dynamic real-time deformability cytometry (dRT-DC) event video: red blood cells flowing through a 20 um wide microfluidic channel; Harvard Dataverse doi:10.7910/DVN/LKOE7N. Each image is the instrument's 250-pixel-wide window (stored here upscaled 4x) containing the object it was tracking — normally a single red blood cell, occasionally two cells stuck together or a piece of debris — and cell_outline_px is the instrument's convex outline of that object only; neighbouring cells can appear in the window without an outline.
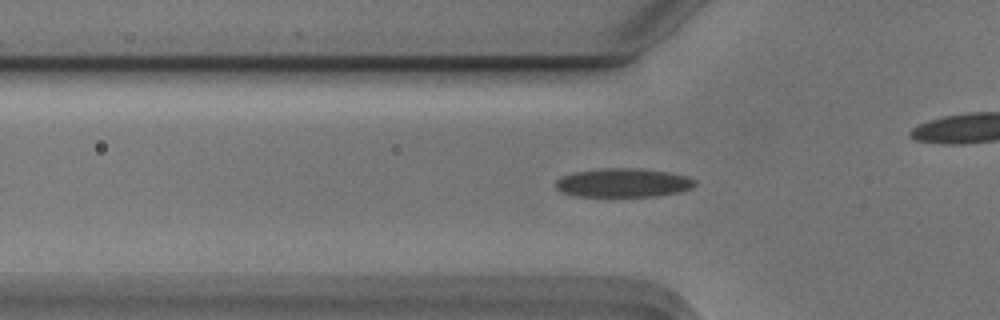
{"species": "Egyptian fruit bat (a non-hibernating species)", "species_latin": "Rousettus aegyptiacus", "temperature_condition": "cold", "stored_images_in_passage": 49, "camera_frame_rate_fps": 3000, "um_per_image_px": 0.085, "animal": {"sex": "male"}, "frame": {"image": 1, "passage_image": 11, "time_ms": 3.333, "image_size_px": [1000, 320], "cell_outline_px": [[696, 184], [692, 188], [680, 192], [656, 196], [576, 196], [560, 192], [556, 188], [556, 180], [560, 176], [572, 172], [604, 168], [640, 168], [668, 172], [688, 176], [696, 180]], "centroid_in_image_um": [52.97, 15.53], "position_along_channel_um": 72.8, "area_um2": 23.64}}
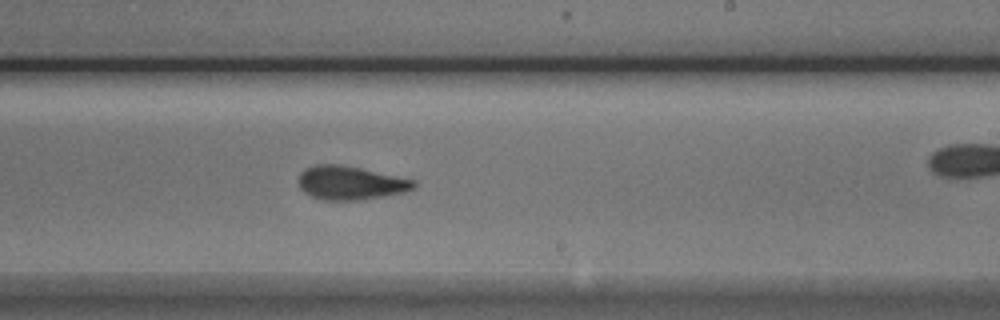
{"frame": {"image": 2, "passage_image": 26, "time_ms": 8.333, "image_size_px": [1000, 320], "cell_outline_px": [[416, 188], [404, 192], [384, 196], [360, 200], [324, 200], [312, 196], [304, 192], [300, 188], [296, 180], [300, 172], [304, 168], [312, 164], [340, 164], [360, 168], [416, 180]], "centroid_in_image_um": [29.75, 15.53], "position_along_channel_um": 259.3, "area_um2": 22.89}}
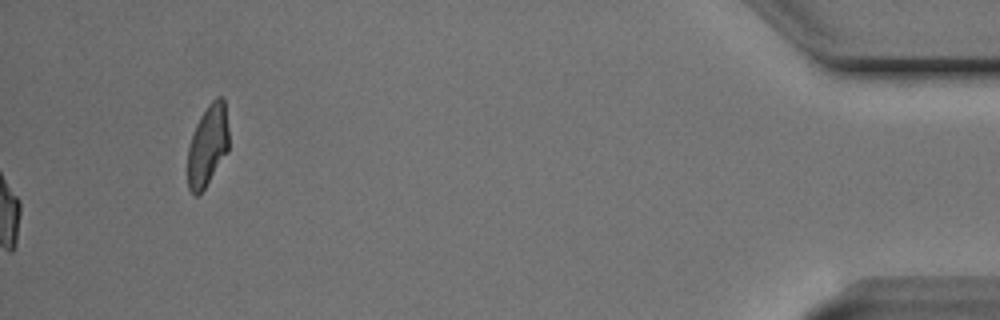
{"frame": {"image": 3, "passage_image": 49, "time_ms": 16.0, "image_size_px": [1000, 320], "cell_outline_px": [[228, 152], [204, 188], [196, 196], [188, 188], [188, 148], [196, 124], [200, 116], [208, 104], [216, 96], [224, 96], [228, 128]], "centroid_in_image_um": [17.66, 12.32], "position_along_channel_um": 417.5, "area_um2": 19.42}, "authors_computed_cell_mechanics": {"area_um2": 22.253, "velocity_mm_per_s": 3.7243, "shape_relaxation_time_tau1_ms": 4.8162, "shape_relaxation_time_tau2_ms": 2.1355, "deformation_change_tau1": 0.1358, "deformation_change_tau2": 0.083}}